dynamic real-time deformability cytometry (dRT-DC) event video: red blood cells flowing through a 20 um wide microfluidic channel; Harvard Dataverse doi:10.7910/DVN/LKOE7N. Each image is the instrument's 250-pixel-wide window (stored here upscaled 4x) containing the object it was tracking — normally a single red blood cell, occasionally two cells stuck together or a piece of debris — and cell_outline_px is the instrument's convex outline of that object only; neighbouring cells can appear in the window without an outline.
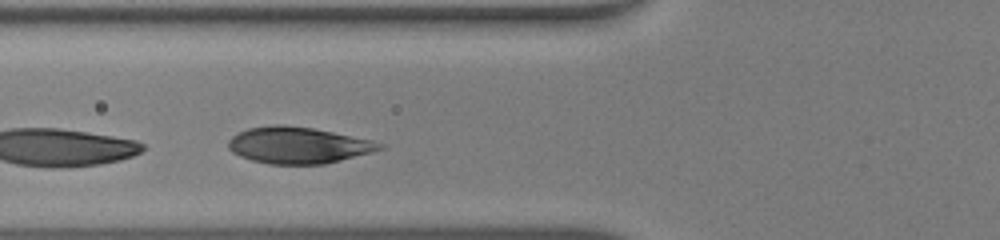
{"species": "human", "species_latin": "Homo sapiens", "temperature_condition": "warm", "stored_images_in_passage": 10, "camera_frame_rate_fps": 3000, "um_per_image_px": 0.085, "donor": {"sex": "male"}, "frame": {"image": 1, "passage_image": 7, "time_ms": 2.0, "image_size_px": [1000, 240], "cell_outline_px": [[384, 148], [372, 152], [324, 164], [268, 164], [252, 160], [240, 156], [232, 152], [228, 148], [228, 140], [232, 136], [248, 128], [276, 124], [284, 124], [312, 128], [372, 140], [384, 144]], "centroid_in_image_um": [25.32, 12.34], "position_along_channel_um": 100.5, "area_um2": 32.02}}